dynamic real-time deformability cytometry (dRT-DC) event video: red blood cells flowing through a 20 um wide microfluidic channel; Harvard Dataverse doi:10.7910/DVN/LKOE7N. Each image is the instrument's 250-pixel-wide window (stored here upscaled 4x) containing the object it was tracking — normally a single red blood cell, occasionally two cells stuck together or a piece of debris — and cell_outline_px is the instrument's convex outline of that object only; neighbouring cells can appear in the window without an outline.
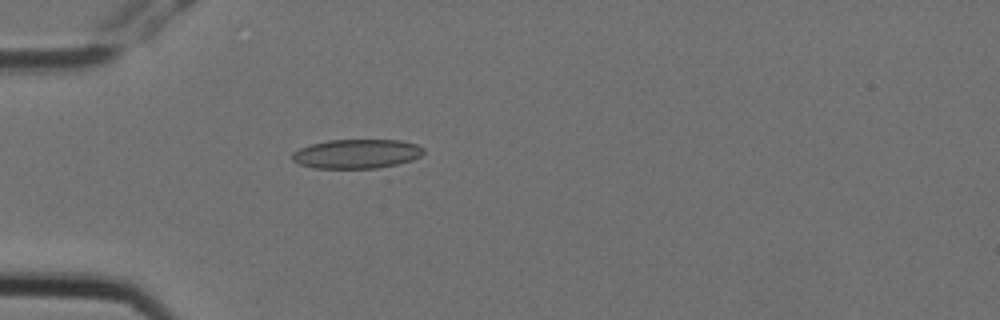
{"species": "Egyptian fruit bat (a non-hibernating species)", "species_latin": "Rousettus aegyptiacus", "temperature_condition": "cold", "stored_images_in_passage": 5, "camera_frame_rate_fps": 3000, "um_per_image_px": 0.085, "animal": {"sex": "female"}, "frame": {"image": 1, "passage_image": 5, "time_ms": 1.333, "image_size_px": [1000, 320], "cell_outline_px": [[424, 152], [420, 156], [412, 160], [396, 164], [376, 168], [312, 168], [300, 164], [292, 160], [292, 152], [300, 148], [312, 144], [328, 140], [400, 140], [416, 144], [424, 148]], "centroid_in_image_um": [30.31, 13.07], "position_along_channel_um": 54.7, "area_um2": 22.31}}